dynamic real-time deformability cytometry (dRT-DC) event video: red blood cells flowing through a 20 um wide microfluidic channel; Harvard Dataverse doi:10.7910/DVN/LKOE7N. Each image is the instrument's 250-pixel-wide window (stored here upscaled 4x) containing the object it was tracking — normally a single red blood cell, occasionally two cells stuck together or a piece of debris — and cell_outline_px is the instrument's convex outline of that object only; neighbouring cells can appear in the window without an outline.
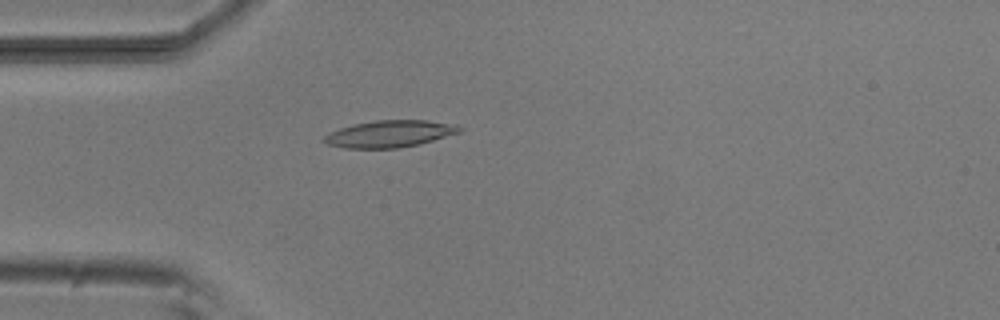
{"species": "common noctule bat (a hibernating species)", "species_latin": "Nyctalus noctula", "temperature_condition": "room temperature", "stored_images_in_passage": 47, "camera_frame_rate_fps": 3000, "um_per_image_px": 0.085, "animal": {"sex": "male", "body_mass_g": 20.5, "forearm_length_mm": 52.5}, "frame": {"image": 1, "passage_image": 14, "time_ms": 4.333, "image_size_px": [1000, 320], "cell_outline_px": [[464, 128], [460, 132], [420, 144], [400, 148], [344, 148], [328, 144], [320, 140], [328, 132], [352, 124], [376, 120], [428, 120], [456, 124]], "centroid_in_image_um": [33.11, 11.37], "position_along_channel_um": 51.9, "area_um2": 21.44}}
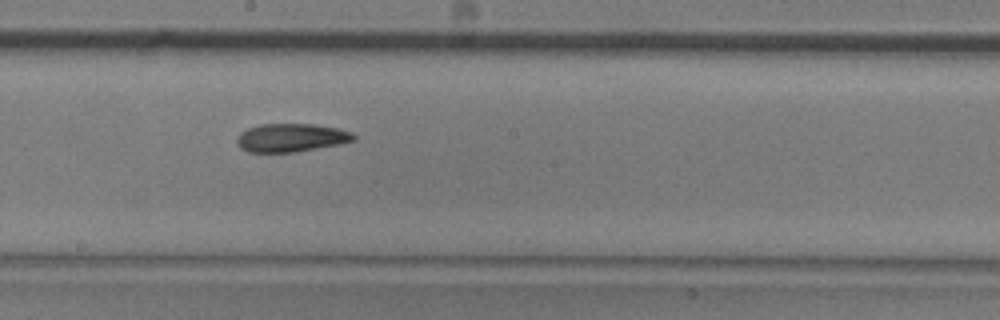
{"frame": {"image": 2, "passage_image": 28, "time_ms": 9.0, "image_size_px": [1000, 320], "cell_outline_px": [[356, 140], [340, 144], [296, 152], [248, 152], [240, 148], [236, 140], [236, 136], [240, 132], [248, 128], [260, 124], [312, 124], [340, 128], [352, 132], [356, 136]], "centroid_in_image_um": [24.75, 11.7], "position_along_channel_um": 223.4, "area_um2": 19.48}}
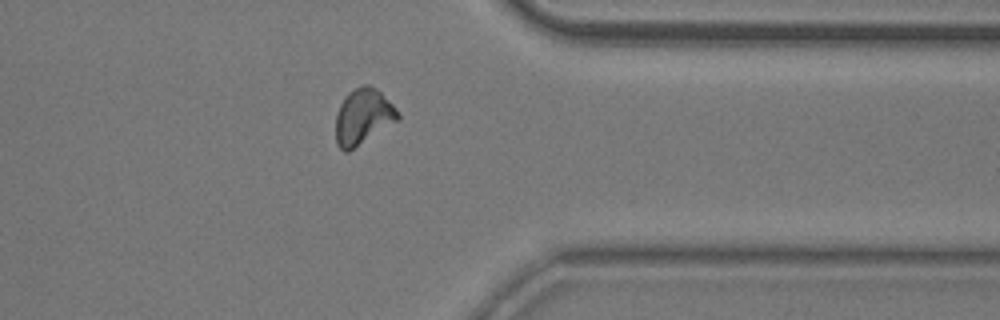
{"frame": {"image": 3, "passage_image": 41, "time_ms": 13.333, "image_size_px": [1000, 320], "cell_outline_px": [[400, 120], [348, 152], [344, 152], [336, 144], [336, 112], [340, 104], [348, 92], [364, 84], [368, 84], [376, 88], [396, 108], [400, 116]], "centroid_in_image_um": [30.86, 9.93], "position_along_channel_um": 380.5, "area_um2": 20.29}}